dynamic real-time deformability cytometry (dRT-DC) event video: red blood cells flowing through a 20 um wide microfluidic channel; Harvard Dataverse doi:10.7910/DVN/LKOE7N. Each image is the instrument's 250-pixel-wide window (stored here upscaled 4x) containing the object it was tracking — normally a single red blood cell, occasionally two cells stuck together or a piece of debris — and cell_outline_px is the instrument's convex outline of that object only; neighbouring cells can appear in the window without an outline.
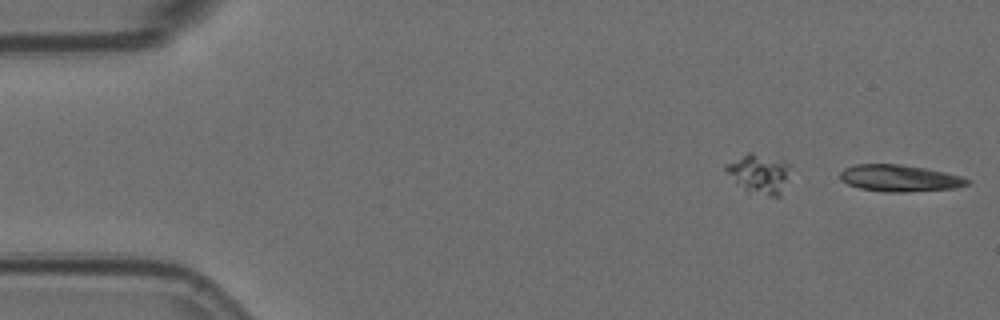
{"species": "Egyptian fruit bat (a non-hibernating species)", "species_latin": "Rousettus aegyptiacus", "temperature_condition": "room temperature", "stored_images_in_passage": 3, "segment_of_instrument_passage": [2, 2], "camera_frame_rate_fps": 3000, "um_per_image_px": 0.085, "animal": {"sex": "female"}, "frame": {"image": 1, "passage_image": 3, "time_ms": 0.667, "image_size_px": [1000, 320], "cell_outline_px": [[972, 184], [956, 188], [904, 192], [884, 192], [860, 188], [848, 184], [840, 180], [840, 172], [844, 168], [856, 164], [900, 164], [924, 168], [944, 172], [960, 176], [972, 180]], "centroid_in_image_um": [76.48, 15.15], "position_along_channel_um": 8.5, "area_um2": 19.88}}